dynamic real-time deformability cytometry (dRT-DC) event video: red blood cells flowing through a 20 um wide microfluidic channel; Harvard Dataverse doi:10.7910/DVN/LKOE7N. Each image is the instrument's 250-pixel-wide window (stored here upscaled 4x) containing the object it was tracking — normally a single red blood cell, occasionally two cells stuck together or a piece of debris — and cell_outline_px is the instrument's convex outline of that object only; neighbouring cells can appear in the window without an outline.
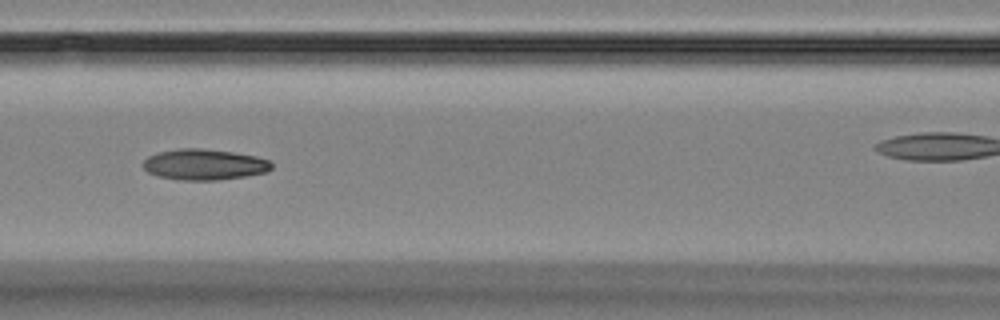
{"species": "Egyptian fruit bat (a non-hibernating species)", "species_latin": "Rousettus aegyptiacus", "temperature_condition": "room temperature", "stored_images_in_passage": 10, "camera_frame_rate_fps": 3000, "um_per_image_px": 0.085, "animal": {"sex": "female"}, "frame": {"image": 1, "passage_image": 7, "time_ms": 8.0, "image_size_px": [1000, 320], "cell_outline_px": [[272, 168], [268, 172], [244, 176], [216, 180], [180, 180], [156, 176], [148, 172], [144, 168], [144, 160], [148, 156], [160, 152], [180, 148], [200, 148], [232, 152], [256, 156], [268, 160], [272, 164]], "centroid_in_image_um": [17.36, 13.98], "position_along_channel_um": 149.2, "area_um2": 23.0}}
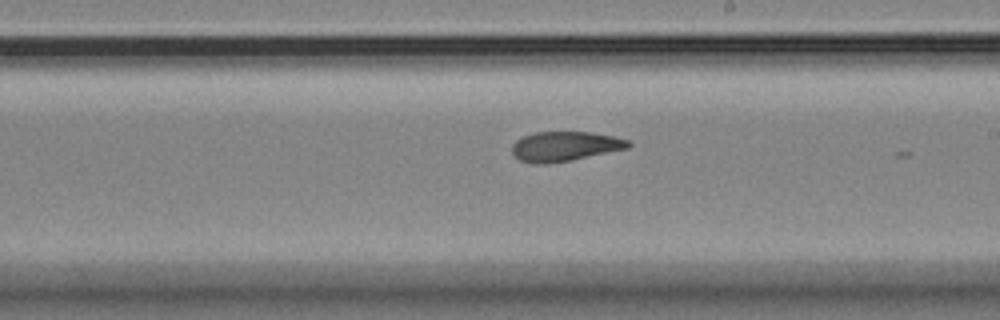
{"frame": {"image": 2, "passage_image": 10, "time_ms": 12.333, "image_size_px": [1000, 320], "cell_outline_px": [[632, 144], [628, 148], [572, 160], [548, 164], [532, 164], [520, 160], [512, 152], [512, 144], [516, 140], [524, 136], [536, 132], [588, 132], [612, 136], [628, 140]], "centroid_in_image_um": [47.99, 12.45], "position_along_channel_um": 241.0, "area_um2": 20.06}}